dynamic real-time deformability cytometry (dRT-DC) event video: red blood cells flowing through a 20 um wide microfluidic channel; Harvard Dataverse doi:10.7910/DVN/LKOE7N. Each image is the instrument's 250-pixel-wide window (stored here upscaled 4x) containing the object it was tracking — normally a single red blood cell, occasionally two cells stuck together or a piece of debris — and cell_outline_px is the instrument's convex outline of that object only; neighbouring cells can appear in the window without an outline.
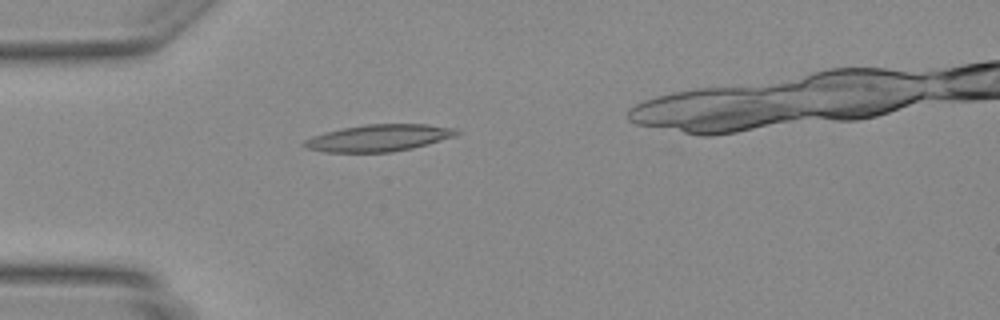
{"species": "Egyptian fruit bat (a non-hibernating species)", "species_latin": "Rousettus aegyptiacus", "temperature_condition": "warm", "stored_images_in_passage": 31, "camera_frame_rate_fps": 3000, "um_per_image_px": 0.085, "animal": {"sex": "female"}, "frame": {"image": 1, "passage_image": 1, "time_ms": 0.0, "image_size_px": [1000, 320], "cell_outline_px": [[460, 132], [456, 136], [412, 148], [392, 152], [324, 152], [308, 148], [300, 144], [304, 140], [312, 136], [324, 132], [364, 124], [428, 124], [456, 128]], "centroid_in_image_um": [32.19, 11.72], "position_along_channel_um": 52.8, "area_um2": 23.87}}
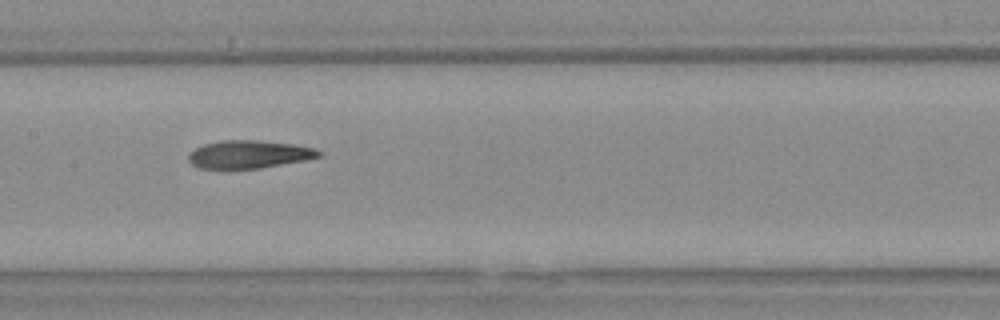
{"frame": {"image": 2, "passage_image": 11, "time_ms": 3.333, "image_size_px": [1000, 320], "cell_outline_px": [[324, 156], [304, 160], [260, 168], [200, 168], [192, 164], [188, 160], [188, 156], [196, 148], [204, 144], [224, 140], [256, 140], [292, 144], [316, 148], [324, 152]], "centroid_in_image_um": [21.23, 13.11], "position_along_channel_um": 186.2, "area_um2": 21.04}}
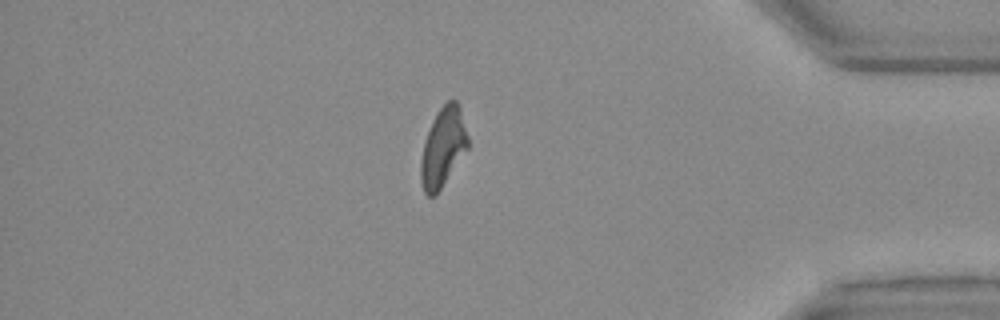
{"frame": {"image": 3, "passage_image": 28, "time_ms": 9.0, "image_size_px": [1000, 320], "cell_outline_px": [[468, 148], [436, 196], [428, 196], [424, 192], [420, 180], [420, 164], [424, 144], [432, 120], [436, 112], [448, 100], [456, 100], [460, 104], [468, 136]], "centroid_in_image_um": [37.66, 12.51], "position_along_channel_um": 397.5, "area_um2": 21.79}}